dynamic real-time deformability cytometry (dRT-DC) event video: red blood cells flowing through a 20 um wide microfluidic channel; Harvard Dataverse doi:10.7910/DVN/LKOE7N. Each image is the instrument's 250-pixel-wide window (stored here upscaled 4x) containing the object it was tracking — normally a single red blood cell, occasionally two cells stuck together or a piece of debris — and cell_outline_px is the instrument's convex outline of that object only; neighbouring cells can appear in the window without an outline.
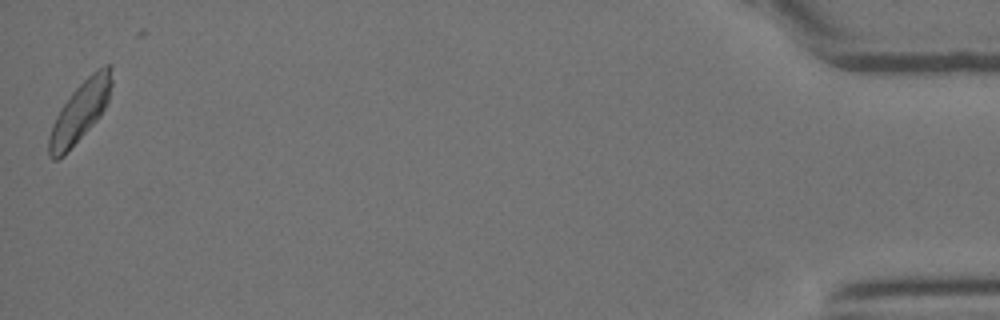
{"species": "Egyptian fruit bat (a non-hibernating species)", "species_latin": "Rousettus aegyptiacus", "temperature_condition": "room temperature", "stored_images_in_passage": 33, "camera_frame_rate_fps": 3000, "um_per_image_px": 0.085, "animal": {"sex": "female"}, "frame": {"image": 1, "passage_image": 33, "time_ms": 10.667, "image_size_px": [1000, 320], "cell_outline_px": [[112, 84], [108, 100], [100, 116], [64, 156], [56, 160], [52, 160], [48, 156], [48, 136], [52, 124], [60, 108], [72, 92], [96, 68], [104, 64], [112, 64]], "centroid_in_image_um": [6.79, 9.48], "position_along_channel_um": 428.4, "area_um2": 22.08}}